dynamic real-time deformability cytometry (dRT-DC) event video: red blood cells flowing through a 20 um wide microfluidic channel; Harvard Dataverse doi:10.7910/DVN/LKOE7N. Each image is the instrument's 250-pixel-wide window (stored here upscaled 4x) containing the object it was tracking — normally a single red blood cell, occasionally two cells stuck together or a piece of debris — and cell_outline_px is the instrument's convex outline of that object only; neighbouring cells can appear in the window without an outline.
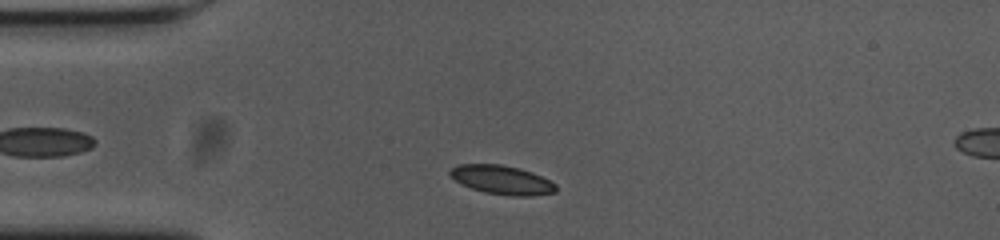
{"species": "common noctule bat (a hibernating species)", "species_latin": "Nyctalus noctula", "temperature_condition": "cold", "stored_images_in_passage": 46, "camera_frame_rate_fps": 3000, "um_per_image_px": 0.085, "animal": {"sex": "female", "body_mass_g": 23.0, "forearm_length_mm": 53.4}, "frame": {"image": 1, "passage_image": 4, "time_ms": 1.0, "image_size_px": [1000, 240], "cell_outline_px": [[556, 192], [532, 196], [512, 196], [484, 192], [460, 184], [448, 172], [456, 164], [500, 164], [520, 168], [532, 172], [556, 184]], "centroid_in_image_um": [42.66, 15.29], "position_along_channel_um": 42.3, "area_um2": 17.8}}
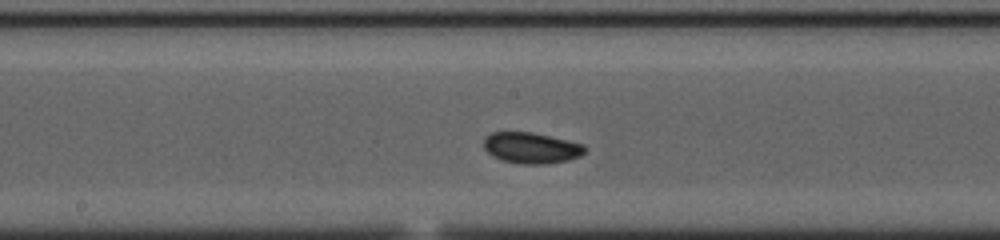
{"frame": {"image": 2, "passage_image": 19, "time_ms": 6.0, "image_size_px": [1000, 240], "cell_outline_px": [[588, 148], [580, 156], [568, 160], [544, 164], [520, 164], [500, 160], [492, 156], [484, 148], [484, 136], [492, 132], [532, 132], [584, 144]], "centroid_in_image_um": [45.15, 12.57], "position_along_channel_um": 203.1, "area_um2": 18.38}}
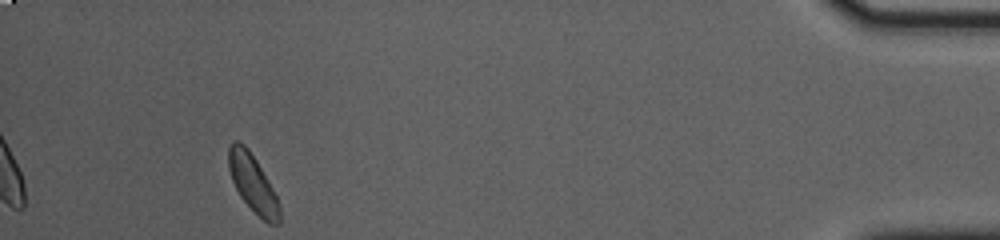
{"frame": {"image": 3, "passage_image": 42, "time_ms": 13.667, "image_size_px": [1000, 240], "cell_outline_px": [[280, 224], [268, 224], [240, 196], [232, 180], [228, 168], [228, 148], [232, 140], [236, 140], [244, 144], [248, 148], [256, 160], [268, 180], [280, 204]], "centroid_in_image_um": [21.48, 15.55], "position_along_channel_um": 413.7, "area_um2": 16.88}, "authors_computed_cell_mechanics": {"area_um2": 17.6868, "velocity_mm_per_s": 3.6401, "shape_relaxation_time_tau1_ms": 2.3897, "shape_relaxation_time_tau2_ms": 3.9026, "deformation_change_tau1": 0.0612, "deformation_change_tau2": 0.0656}}